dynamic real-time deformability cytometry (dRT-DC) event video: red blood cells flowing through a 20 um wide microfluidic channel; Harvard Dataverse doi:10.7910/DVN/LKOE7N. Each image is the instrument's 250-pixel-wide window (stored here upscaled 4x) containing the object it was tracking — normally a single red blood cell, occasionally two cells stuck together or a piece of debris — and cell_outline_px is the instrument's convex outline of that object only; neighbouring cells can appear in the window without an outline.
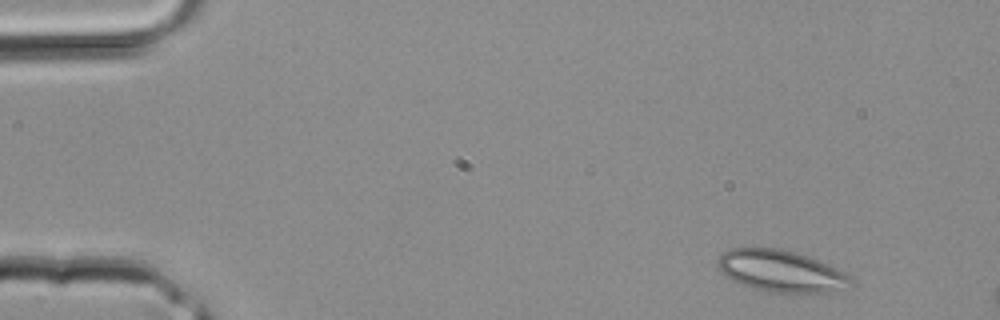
{"species": "common noctule bat (a hibernating species)", "species_latin": "Nyctalus noctula", "temperature_condition": "room temperature", "stored_images_in_passage": 2, "camera_frame_rate_fps": 3000, "um_per_image_px": 0.085, "animal": {"sex": "male", "body_mass_g": 20.4}, "frame": {"image": 1, "passage_image": 1, "time_ms": 0.0, "image_size_px": [1000, 320], "cell_outline_px": [[852, 280], [840, 288], [828, 292], [760, 292], [728, 276], [716, 264], [716, 260], [728, 248], [780, 248], [796, 252], [828, 264], [844, 272]], "centroid_in_image_um": [66.33, 23.02], "position_along_channel_um": 18.7, "area_um2": 31.62}}